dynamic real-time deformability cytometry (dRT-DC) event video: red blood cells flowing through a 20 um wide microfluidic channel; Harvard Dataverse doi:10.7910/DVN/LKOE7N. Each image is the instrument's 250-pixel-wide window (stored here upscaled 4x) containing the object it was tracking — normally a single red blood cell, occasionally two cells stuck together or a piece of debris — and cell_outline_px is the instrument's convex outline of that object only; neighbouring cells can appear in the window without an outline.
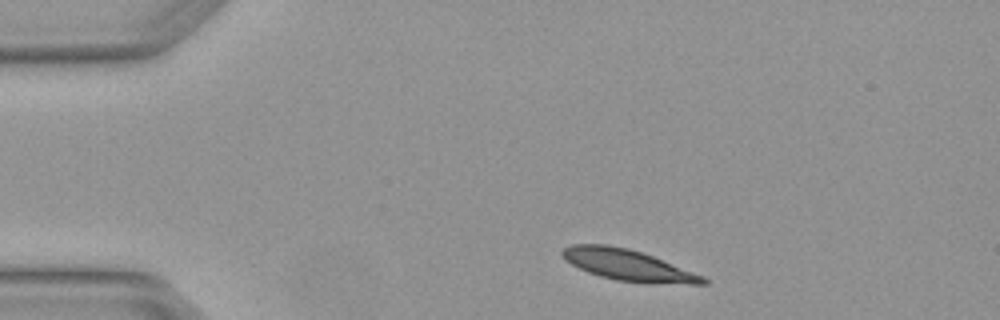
{"species": "Egyptian fruit bat (a non-hibernating species)", "species_latin": "Rousettus aegyptiacus", "temperature_condition": "warm", "stored_images_in_passage": 3, "camera_frame_rate_fps": 3000, "um_per_image_px": 0.085, "animal": {"sex": "female"}, "frame": {"image": 1, "passage_image": 1, "time_ms": 0.0, "image_size_px": [1000, 320], "cell_outline_px": [[708, 284], [648, 284], [616, 280], [600, 276], [588, 272], [564, 260], [560, 252], [564, 248], [572, 244], [608, 244], [628, 248], [652, 256], [704, 276], [708, 280]], "centroid_in_image_um": [53.38, 22.55], "position_along_channel_um": 31.6, "area_um2": 25.61}}